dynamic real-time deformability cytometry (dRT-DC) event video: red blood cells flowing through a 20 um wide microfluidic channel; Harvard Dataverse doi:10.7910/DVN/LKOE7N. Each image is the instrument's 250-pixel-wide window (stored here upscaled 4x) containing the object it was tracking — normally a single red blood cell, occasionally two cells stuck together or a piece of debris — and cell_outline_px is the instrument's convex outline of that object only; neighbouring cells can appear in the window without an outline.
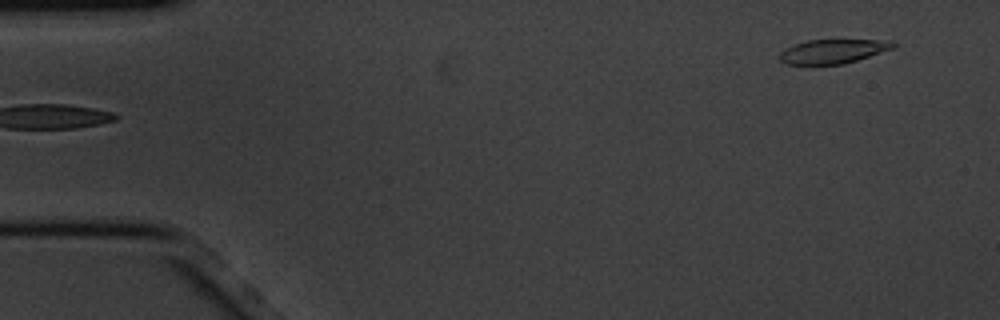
{"species": "common noctule bat (a hibernating species)", "species_latin": "Nyctalus noctula", "temperature_condition": "cold", "stored_images_in_passage": 5, "segment_of_instrument_passage": [2, 2], "camera_frame_rate_fps": 3000, "um_per_image_px": 0.085, "animal": {"sex": "male", "body_mass_g": 20.1, "forearm_length_mm": 53.5}, "frame": {"image": 1, "passage_image": 5, "time_ms": 1.333, "image_size_px": [1000, 320], "cell_outline_px": [[896, 48], [844, 64], [784, 64], [780, 60], [780, 52], [784, 48], [808, 40], [892, 40], [896, 44]], "centroid_in_image_um": [70.84, 4.36], "position_along_channel_um": 14.2, "area_um2": 16.01}}